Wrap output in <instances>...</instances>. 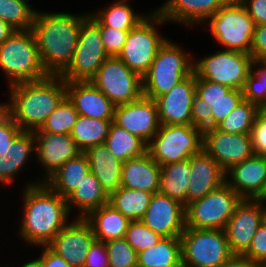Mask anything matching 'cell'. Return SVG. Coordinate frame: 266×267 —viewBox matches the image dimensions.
Returning <instances> with one entry per match:
<instances>
[{
	"mask_svg": "<svg viewBox=\"0 0 266 267\" xmlns=\"http://www.w3.org/2000/svg\"><path fill=\"white\" fill-rule=\"evenodd\" d=\"M88 16L36 11L31 30L49 75H61L72 63L82 23Z\"/></svg>",
	"mask_w": 266,
	"mask_h": 267,
	"instance_id": "obj_1",
	"label": "cell"
},
{
	"mask_svg": "<svg viewBox=\"0 0 266 267\" xmlns=\"http://www.w3.org/2000/svg\"><path fill=\"white\" fill-rule=\"evenodd\" d=\"M23 195V219L19 235L30 246L48 245L69 223L66 199L45 182L27 183Z\"/></svg>",
	"mask_w": 266,
	"mask_h": 267,
	"instance_id": "obj_2",
	"label": "cell"
},
{
	"mask_svg": "<svg viewBox=\"0 0 266 267\" xmlns=\"http://www.w3.org/2000/svg\"><path fill=\"white\" fill-rule=\"evenodd\" d=\"M11 116L22 131L41 128L66 97V82L60 75L10 86Z\"/></svg>",
	"mask_w": 266,
	"mask_h": 267,
	"instance_id": "obj_3",
	"label": "cell"
},
{
	"mask_svg": "<svg viewBox=\"0 0 266 267\" xmlns=\"http://www.w3.org/2000/svg\"><path fill=\"white\" fill-rule=\"evenodd\" d=\"M0 68L9 86L38 81L49 74L43 67L33 31H15L0 45Z\"/></svg>",
	"mask_w": 266,
	"mask_h": 267,
	"instance_id": "obj_4",
	"label": "cell"
},
{
	"mask_svg": "<svg viewBox=\"0 0 266 267\" xmlns=\"http://www.w3.org/2000/svg\"><path fill=\"white\" fill-rule=\"evenodd\" d=\"M181 48L168 39L159 48L150 68L142 76L144 96L155 100L193 73V59Z\"/></svg>",
	"mask_w": 266,
	"mask_h": 267,
	"instance_id": "obj_5",
	"label": "cell"
},
{
	"mask_svg": "<svg viewBox=\"0 0 266 267\" xmlns=\"http://www.w3.org/2000/svg\"><path fill=\"white\" fill-rule=\"evenodd\" d=\"M165 22L156 10L146 15L128 32L125 45L117 56L130 70L137 72L141 77L148 71L159 48L167 40L155 27Z\"/></svg>",
	"mask_w": 266,
	"mask_h": 267,
	"instance_id": "obj_6",
	"label": "cell"
},
{
	"mask_svg": "<svg viewBox=\"0 0 266 267\" xmlns=\"http://www.w3.org/2000/svg\"><path fill=\"white\" fill-rule=\"evenodd\" d=\"M204 24L225 50L250 54L255 24L239 0H231Z\"/></svg>",
	"mask_w": 266,
	"mask_h": 267,
	"instance_id": "obj_7",
	"label": "cell"
},
{
	"mask_svg": "<svg viewBox=\"0 0 266 267\" xmlns=\"http://www.w3.org/2000/svg\"><path fill=\"white\" fill-rule=\"evenodd\" d=\"M203 132L192 125H160L147 153L160 165L181 162L202 150Z\"/></svg>",
	"mask_w": 266,
	"mask_h": 267,
	"instance_id": "obj_8",
	"label": "cell"
},
{
	"mask_svg": "<svg viewBox=\"0 0 266 267\" xmlns=\"http://www.w3.org/2000/svg\"><path fill=\"white\" fill-rule=\"evenodd\" d=\"M242 198L225 182L185 206V227L224 230Z\"/></svg>",
	"mask_w": 266,
	"mask_h": 267,
	"instance_id": "obj_9",
	"label": "cell"
},
{
	"mask_svg": "<svg viewBox=\"0 0 266 267\" xmlns=\"http://www.w3.org/2000/svg\"><path fill=\"white\" fill-rule=\"evenodd\" d=\"M180 240L185 267H219L233 255L225 230L185 227Z\"/></svg>",
	"mask_w": 266,
	"mask_h": 267,
	"instance_id": "obj_10",
	"label": "cell"
},
{
	"mask_svg": "<svg viewBox=\"0 0 266 267\" xmlns=\"http://www.w3.org/2000/svg\"><path fill=\"white\" fill-rule=\"evenodd\" d=\"M109 57L101 38L99 23L89 13L82 23L72 63L60 77L65 82L90 81Z\"/></svg>",
	"mask_w": 266,
	"mask_h": 267,
	"instance_id": "obj_11",
	"label": "cell"
},
{
	"mask_svg": "<svg viewBox=\"0 0 266 267\" xmlns=\"http://www.w3.org/2000/svg\"><path fill=\"white\" fill-rule=\"evenodd\" d=\"M253 62L250 54L223 49L199 61L194 60L193 72L196 78L242 90Z\"/></svg>",
	"mask_w": 266,
	"mask_h": 267,
	"instance_id": "obj_12",
	"label": "cell"
},
{
	"mask_svg": "<svg viewBox=\"0 0 266 267\" xmlns=\"http://www.w3.org/2000/svg\"><path fill=\"white\" fill-rule=\"evenodd\" d=\"M90 82L115 106L130 103L143 95L142 77L118 57H109Z\"/></svg>",
	"mask_w": 266,
	"mask_h": 267,
	"instance_id": "obj_13",
	"label": "cell"
},
{
	"mask_svg": "<svg viewBox=\"0 0 266 267\" xmlns=\"http://www.w3.org/2000/svg\"><path fill=\"white\" fill-rule=\"evenodd\" d=\"M266 217V206L255 199H242L225 227L230 251L243 255Z\"/></svg>",
	"mask_w": 266,
	"mask_h": 267,
	"instance_id": "obj_14",
	"label": "cell"
},
{
	"mask_svg": "<svg viewBox=\"0 0 266 267\" xmlns=\"http://www.w3.org/2000/svg\"><path fill=\"white\" fill-rule=\"evenodd\" d=\"M202 149L225 171L254 154L250 134L226 133L216 128L203 131Z\"/></svg>",
	"mask_w": 266,
	"mask_h": 267,
	"instance_id": "obj_15",
	"label": "cell"
},
{
	"mask_svg": "<svg viewBox=\"0 0 266 267\" xmlns=\"http://www.w3.org/2000/svg\"><path fill=\"white\" fill-rule=\"evenodd\" d=\"M113 122L146 144L158 132L161 125L155 100L144 95L130 103L115 106Z\"/></svg>",
	"mask_w": 266,
	"mask_h": 267,
	"instance_id": "obj_16",
	"label": "cell"
},
{
	"mask_svg": "<svg viewBox=\"0 0 266 267\" xmlns=\"http://www.w3.org/2000/svg\"><path fill=\"white\" fill-rule=\"evenodd\" d=\"M141 221L161 237H181L185 229V206L159 192L153 193Z\"/></svg>",
	"mask_w": 266,
	"mask_h": 267,
	"instance_id": "obj_17",
	"label": "cell"
},
{
	"mask_svg": "<svg viewBox=\"0 0 266 267\" xmlns=\"http://www.w3.org/2000/svg\"><path fill=\"white\" fill-rule=\"evenodd\" d=\"M74 220L64 226L48 246L72 267H83L96 237L84 218Z\"/></svg>",
	"mask_w": 266,
	"mask_h": 267,
	"instance_id": "obj_18",
	"label": "cell"
},
{
	"mask_svg": "<svg viewBox=\"0 0 266 267\" xmlns=\"http://www.w3.org/2000/svg\"><path fill=\"white\" fill-rule=\"evenodd\" d=\"M196 94L193 72L168 93L155 99L161 125H191L192 102Z\"/></svg>",
	"mask_w": 266,
	"mask_h": 267,
	"instance_id": "obj_19",
	"label": "cell"
},
{
	"mask_svg": "<svg viewBox=\"0 0 266 267\" xmlns=\"http://www.w3.org/2000/svg\"><path fill=\"white\" fill-rule=\"evenodd\" d=\"M34 136L37 160L46 170L41 182H45L64 163L83 152L70 134L34 133Z\"/></svg>",
	"mask_w": 266,
	"mask_h": 267,
	"instance_id": "obj_20",
	"label": "cell"
},
{
	"mask_svg": "<svg viewBox=\"0 0 266 267\" xmlns=\"http://www.w3.org/2000/svg\"><path fill=\"white\" fill-rule=\"evenodd\" d=\"M226 171L203 149L190 157L187 205L203 198L226 182Z\"/></svg>",
	"mask_w": 266,
	"mask_h": 267,
	"instance_id": "obj_21",
	"label": "cell"
},
{
	"mask_svg": "<svg viewBox=\"0 0 266 267\" xmlns=\"http://www.w3.org/2000/svg\"><path fill=\"white\" fill-rule=\"evenodd\" d=\"M66 96L79 115L113 121L115 105L90 81L66 82Z\"/></svg>",
	"mask_w": 266,
	"mask_h": 267,
	"instance_id": "obj_22",
	"label": "cell"
},
{
	"mask_svg": "<svg viewBox=\"0 0 266 267\" xmlns=\"http://www.w3.org/2000/svg\"><path fill=\"white\" fill-rule=\"evenodd\" d=\"M231 0H167L156 11L166 22H174L185 25L205 23L221 7Z\"/></svg>",
	"mask_w": 266,
	"mask_h": 267,
	"instance_id": "obj_23",
	"label": "cell"
},
{
	"mask_svg": "<svg viewBox=\"0 0 266 267\" xmlns=\"http://www.w3.org/2000/svg\"><path fill=\"white\" fill-rule=\"evenodd\" d=\"M226 183L242 198L255 199L266 181V157L253 154L228 171Z\"/></svg>",
	"mask_w": 266,
	"mask_h": 267,
	"instance_id": "obj_24",
	"label": "cell"
},
{
	"mask_svg": "<svg viewBox=\"0 0 266 267\" xmlns=\"http://www.w3.org/2000/svg\"><path fill=\"white\" fill-rule=\"evenodd\" d=\"M160 177L161 166L147 152L122 163L121 186L125 188L157 193Z\"/></svg>",
	"mask_w": 266,
	"mask_h": 267,
	"instance_id": "obj_25",
	"label": "cell"
},
{
	"mask_svg": "<svg viewBox=\"0 0 266 267\" xmlns=\"http://www.w3.org/2000/svg\"><path fill=\"white\" fill-rule=\"evenodd\" d=\"M86 154L90 171L96 176L108 195L121 186L122 162L108 149L106 144L87 148Z\"/></svg>",
	"mask_w": 266,
	"mask_h": 267,
	"instance_id": "obj_26",
	"label": "cell"
},
{
	"mask_svg": "<svg viewBox=\"0 0 266 267\" xmlns=\"http://www.w3.org/2000/svg\"><path fill=\"white\" fill-rule=\"evenodd\" d=\"M35 151V136L33 131H22L10 146L0 156V183L13 184L15 176L25 167L27 160Z\"/></svg>",
	"mask_w": 266,
	"mask_h": 267,
	"instance_id": "obj_27",
	"label": "cell"
},
{
	"mask_svg": "<svg viewBox=\"0 0 266 267\" xmlns=\"http://www.w3.org/2000/svg\"><path fill=\"white\" fill-rule=\"evenodd\" d=\"M84 219L90 224L96 240L103 242L124 238L131 221L110 204L93 210Z\"/></svg>",
	"mask_w": 266,
	"mask_h": 267,
	"instance_id": "obj_28",
	"label": "cell"
},
{
	"mask_svg": "<svg viewBox=\"0 0 266 267\" xmlns=\"http://www.w3.org/2000/svg\"><path fill=\"white\" fill-rule=\"evenodd\" d=\"M69 211L79 209L76 218H85L90 212L109 203V195L96 176L90 171L77 188L66 199ZM73 205V206H72Z\"/></svg>",
	"mask_w": 266,
	"mask_h": 267,
	"instance_id": "obj_29",
	"label": "cell"
},
{
	"mask_svg": "<svg viewBox=\"0 0 266 267\" xmlns=\"http://www.w3.org/2000/svg\"><path fill=\"white\" fill-rule=\"evenodd\" d=\"M89 172L88 158L82 152L64 163L45 183L61 197L67 199Z\"/></svg>",
	"mask_w": 266,
	"mask_h": 267,
	"instance_id": "obj_30",
	"label": "cell"
},
{
	"mask_svg": "<svg viewBox=\"0 0 266 267\" xmlns=\"http://www.w3.org/2000/svg\"><path fill=\"white\" fill-rule=\"evenodd\" d=\"M190 181V158L161 166L159 193L187 205Z\"/></svg>",
	"mask_w": 266,
	"mask_h": 267,
	"instance_id": "obj_31",
	"label": "cell"
},
{
	"mask_svg": "<svg viewBox=\"0 0 266 267\" xmlns=\"http://www.w3.org/2000/svg\"><path fill=\"white\" fill-rule=\"evenodd\" d=\"M183 264L180 237H162L157 244L138 253L137 267Z\"/></svg>",
	"mask_w": 266,
	"mask_h": 267,
	"instance_id": "obj_32",
	"label": "cell"
},
{
	"mask_svg": "<svg viewBox=\"0 0 266 267\" xmlns=\"http://www.w3.org/2000/svg\"><path fill=\"white\" fill-rule=\"evenodd\" d=\"M109 151L122 163L147 152V144L139 137L112 122L105 141Z\"/></svg>",
	"mask_w": 266,
	"mask_h": 267,
	"instance_id": "obj_33",
	"label": "cell"
},
{
	"mask_svg": "<svg viewBox=\"0 0 266 267\" xmlns=\"http://www.w3.org/2000/svg\"><path fill=\"white\" fill-rule=\"evenodd\" d=\"M128 0H116L102 10L91 13L99 26H108L115 29L130 31L145 17L144 14L135 13Z\"/></svg>",
	"mask_w": 266,
	"mask_h": 267,
	"instance_id": "obj_34",
	"label": "cell"
},
{
	"mask_svg": "<svg viewBox=\"0 0 266 267\" xmlns=\"http://www.w3.org/2000/svg\"><path fill=\"white\" fill-rule=\"evenodd\" d=\"M152 193L120 186L109 195V203L130 220H141L148 208Z\"/></svg>",
	"mask_w": 266,
	"mask_h": 267,
	"instance_id": "obj_35",
	"label": "cell"
},
{
	"mask_svg": "<svg viewBox=\"0 0 266 267\" xmlns=\"http://www.w3.org/2000/svg\"><path fill=\"white\" fill-rule=\"evenodd\" d=\"M112 122L79 115L70 135L84 152L91 146L105 143Z\"/></svg>",
	"mask_w": 266,
	"mask_h": 267,
	"instance_id": "obj_36",
	"label": "cell"
},
{
	"mask_svg": "<svg viewBox=\"0 0 266 267\" xmlns=\"http://www.w3.org/2000/svg\"><path fill=\"white\" fill-rule=\"evenodd\" d=\"M35 13L25 0H0V19L16 31L32 29Z\"/></svg>",
	"mask_w": 266,
	"mask_h": 267,
	"instance_id": "obj_37",
	"label": "cell"
},
{
	"mask_svg": "<svg viewBox=\"0 0 266 267\" xmlns=\"http://www.w3.org/2000/svg\"><path fill=\"white\" fill-rule=\"evenodd\" d=\"M78 116L74 104L66 96L34 133L70 134Z\"/></svg>",
	"mask_w": 266,
	"mask_h": 267,
	"instance_id": "obj_38",
	"label": "cell"
},
{
	"mask_svg": "<svg viewBox=\"0 0 266 267\" xmlns=\"http://www.w3.org/2000/svg\"><path fill=\"white\" fill-rule=\"evenodd\" d=\"M257 109L256 104L243 99L215 128L226 133L250 134Z\"/></svg>",
	"mask_w": 266,
	"mask_h": 267,
	"instance_id": "obj_39",
	"label": "cell"
},
{
	"mask_svg": "<svg viewBox=\"0 0 266 267\" xmlns=\"http://www.w3.org/2000/svg\"><path fill=\"white\" fill-rule=\"evenodd\" d=\"M242 93L243 98L256 104L258 109H266V61L253 62Z\"/></svg>",
	"mask_w": 266,
	"mask_h": 267,
	"instance_id": "obj_40",
	"label": "cell"
},
{
	"mask_svg": "<svg viewBox=\"0 0 266 267\" xmlns=\"http://www.w3.org/2000/svg\"><path fill=\"white\" fill-rule=\"evenodd\" d=\"M109 257V267H137L138 253L125 238L105 242Z\"/></svg>",
	"mask_w": 266,
	"mask_h": 267,
	"instance_id": "obj_41",
	"label": "cell"
},
{
	"mask_svg": "<svg viewBox=\"0 0 266 267\" xmlns=\"http://www.w3.org/2000/svg\"><path fill=\"white\" fill-rule=\"evenodd\" d=\"M124 238L139 253L157 244L162 237L141 220H131Z\"/></svg>",
	"mask_w": 266,
	"mask_h": 267,
	"instance_id": "obj_42",
	"label": "cell"
},
{
	"mask_svg": "<svg viewBox=\"0 0 266 267\" xmlns=\"http://www.w3.org/2000/svg\"><path fill=\"white\" fill-rule=\"evenodd\" d=\"M242 90L231 89L222 99L213 104L212 128L220 124L243 100Z\"/></svg>",
	"mask_w": 266,
	"mask_h": 267,
	"instance_id": "obj_43",
	"label": "cell"
},
{
	"mask_svg": "<svg viewBox=\"0 0 266 267\" xmlns=\"http://www.w3.org/2000/svg\"><path fill=\"white\" fill-rule=\"evenodd\" d=\"M231 88L209 81L203 78H196V94L204 100V104L213 107V104L222 99Z\"/></svg>",
	"mask_w": 266,
	"mask_h": 267,
	"instance_id": "obj_44",
	"label": "cell"
},
{
	"mask_svg": "<svg viewBox=\"0 0 266 267\" xmlns=\"http://www.w3.org/2000/svg\"><path fill=\"white\" fill-rule=\"evenodd\" d=\"M99 29L107 54L110 57H117L125 45L129 31L108 26H99Z\"/></svg>",
	"mask_w": 266,
	"mask_h": 267,
	"instance_id": "obj_45",
	"label": "cell"
},
{
	"mask_svg": "<svg viewBox=\"0 0 266 267\" xmlns=\"http://www.w3.org/2000/svg\"><path fill=\"white\" fill-rule=\"evenodd\" d=\"M250 136L254 154L266 157V109H257Z\"/></svg>",
	"mask_w": 266,
	"mask_h": 267,
	"instance_id": "obj_46",
	"label": "cell"
},
{
	"mask_svg": "<svg viewBox=\"0 0 266 267\" xmlns=\"http://www.w3.org/2000/svg\"><path fill=\"white\" fill-rule=\"evenodd\" d=\"M204 100L195 94L192 102L191 125L202 132L212 128L213 110L204 104Z\"/></svg>",
	"mask_w": 266,
	"mask_h": 267,
	"instance_id": "obj_47",
	"label": "cell"
},
{
	"mask_svg": "<svg viewBox=\"0 0 266 267\" xmlns=\"http://www.w3.org/2000/svg\"><path fill=\"white\" fill-rule=\"evenodd\" d=\"M243 255L257 264L266 261V217L261 222L248 250Z\"/></svg>",
	"mask_w": 266,
	"mask_h": 267,
	"instance_id": "obj_48",
	"label": "cell"
},
{
	"mask_svg": "<svg viewBox=\"0 0 266 267\" xmlns=\"http://www.w3.org/2000/svg\"><path fill=\"white\" fill-rule=\"evenodd\" d=\"M83 267H109V257L105 242L95 240L92 243Z\"/></svg>",
	"mask_w": 266,
	"mask_h": 267,
	"instance_id": "obj_49",
	"label": "cell"
},
{
	"mask_svg": "<svg viewBox=\"0 0 266 267\" xmlns=\"http://www.w3.org/2000/svg\"><path fill=\"white\" fill-rule=\"evenodd\" d=\"M250 55L253 61H266V24L255 26Z\"/></svg>",
	"mask_w": 266,
	"mask_h": 267,
	"instance_id": "obj_50",
	"label": "cell"
},
{
	"mask_svg": "<svg viewBox=\"0 0 266 267\" xmlns=\"http://www.w3.org/2000/svg\"><path fill=\"white\" fill-rule=\"evenodd\" d=\"M21 132V128L14 122L12 117L0 127V156L10 148L12 141Z\"/></svg>",
	"mask_w": 266,
	"mask_h": 267,
	"instance_id": "obj_51",
	"label": "cell"
},
{
	"mask_svg": "<svg viewBox=\"0 0 266 267\" xmlns=\"http://www.w3.org/2000/svg\"><path fill=\"white\" fill-rule=\"evenodd\" d=\"M247 9L255 26L266 24V0H239Z\"/></svg>",
	"mask_w": 266,
	"mask_h": 267,
	"instance_id": "obj_52",
	"label": "cell"
},
{
	"mask_svg": "<svg viewBox=\"0 0 266 267\" xmlns=\"http://www.w3.org/2000/svg\"><path fill=\"white\" fill-rule=\"evenodd\" d=\"M41 249L43 250L40 258L43 267H72L48 245H42Z\"/></svg>",
	"mask_w": 266,
	"mask_h": 267,
	"instance_id": "obj_53",
	"label": "cell"
},
{
	"mask_svg": "<svg viewBox=\"0 0 266 267\" xmlns=\"http://www.w3.org/2000/svg\"><path fill=\"white\" fill-rule=\"evenodd\" d=\"M219 267H259V264L251 261L244 255H232Z\"/></svg>",
	"mask_w": 266,
	"mask_h": 267,
	"instance_id": "obj_54",
	"label": "cell"
},
{
	"mask_svg": "<svg viewBox=\"0 0 266 267\" xmlns=\"http://www.w3.org/2000/svg\"><path fill=\"white\" fill-rule=\"evenodd\" d=\"M16 30L0 19V45L3 44Z\"/></svg>",
	"mask_w": 266,
	"mask_h": 267,
	"instance_id": "obj_55",
	"label": "cell"
},
{
	"mask_svg": "<svg viewBox=\"0 0 266 267\" xmlns=\"http://www.w3.org/2000/svg\"><path fill=\"white\" fill-rule=\"evenodd\" d=\"M11 103H0V127L11 118Z\"/></svg>",
	"mask_w": 266,
	"mask_h": 267,
	"instance_id": "obj_56",
	"label": "cell"
},
{
	"mask_svg": "<svg viewBox=\"0 0 266 267\" xmlns=\"http://www.w3.org/2000/svg\"><path fill=\"white\" fill-rule=\"evenodd\" d=\"M21 267H43L41 258H36L34 260L28 261L25 264L21 265Z\"/></svg>",
	"mask_w": 266,
	"mask_h": 267,
	"instance_id": "obj_57",
	"label": "cell"
},
{
	"mask_svg": "<svg viewBox=\"0 0 266 267\" xmlns=\"http://www.w3.org/2000/svg\"><path fill=\"white\" fill-rule=\"evenodd\" d=\"M256 201L262 203L263 205L266 202V181L264 183L263 189L260 194L255 198Z\"/></svg>",
	"mask_w": 266,
	"mask_h": 267,
	"instance_id": "obj_58",
	"label": "cell"
},
{
	"mask_svg": "<svg viewBox=\"0 0 266 267\" xmlns=\"http://www.w3.org/2000/svg\"><path fill=\"white\" fill-rule=\"evenodd\" d=\"M162 267H185L184 264H172V265H167V266H162Z\"/></svg>",
	"mask_w": 266,
	"mask_h": 267,
	"instance_id": "obj_59",
	"label": "cell"
},
{
	"mask_svg": "<svg viewBox=\"0 0 266 267\" xmlns=\"http://www.w3.org/2000/svg\"><path fill=\"white\" fill-rule=\"evenodd\" d=\"M259 267H266V261H263L259 264Z\"/></svg>",
	"mask_w": 266,
	"mask_h": 267,
	"instance_id": "obj_60",
	"label": "cell"
}]
</instances>
